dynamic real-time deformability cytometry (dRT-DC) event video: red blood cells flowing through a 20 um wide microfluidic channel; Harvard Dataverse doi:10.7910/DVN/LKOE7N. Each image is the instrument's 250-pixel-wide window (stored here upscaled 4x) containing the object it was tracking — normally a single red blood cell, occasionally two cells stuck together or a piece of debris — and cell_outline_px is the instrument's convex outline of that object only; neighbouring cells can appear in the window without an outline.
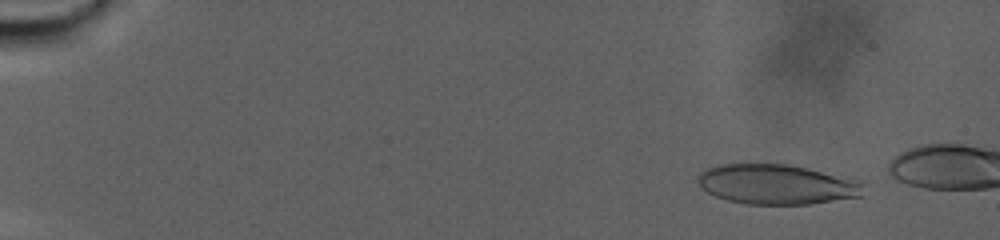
{"species": "human", "species_latin": "Homo sapiens", "temperature_condition": "warm", "stored_images_in_passage": 30, "camera_frame_rate_fps": 3000, "um_per_image_px": 0.085, "donor": {"sex": "male"}, "frame": {"image": 1, "passage_image": 5, "time_ms": 1.333, "image_size_px": [1000, 240], "cell_outline_px": [[864, 180], [860, 196], [808, 204], [744, 204], [728, 200], [716, 196], [700, 188], [696, 180], [700, 172], [708, 168], [720, 164], [788, 164], [808, 168]], "centroid_in_image_um": [66.01, 15.66], "position_along_channel_um": 19.0, "area_um2": 38.67}}